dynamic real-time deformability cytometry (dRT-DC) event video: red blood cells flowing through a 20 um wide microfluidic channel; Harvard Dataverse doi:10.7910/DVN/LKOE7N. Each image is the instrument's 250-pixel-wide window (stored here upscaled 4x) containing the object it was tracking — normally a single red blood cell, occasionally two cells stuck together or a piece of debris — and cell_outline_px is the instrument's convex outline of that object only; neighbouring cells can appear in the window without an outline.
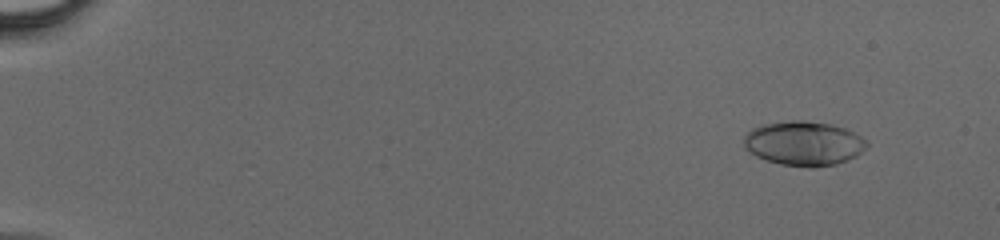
{"species": "human", "species_latin": "Homo sapiens", "temperature_condition": "cold", "stored_images_in_passage": 47, "camera_frame_rate_fps": 3000, "um_per_image_px": 0.085, "donor": {"sex": "male"}, "frame": {"image": 1, "passage_image": 5, "time_ms": 1.333, "image_size_px": [1000, 240], "cell_outline_px": [[868, 144], [856, 156], [836, 164], [812, 168], [780, 164], [756, 156], [744, 144], [744, 136], [752, 128], [764, 124], [792, 120], [800, 120], [832, 124], [844, 128], [860, 136]], "centroid_in_image_um": [68.32, 12.19], "position_along_channel_um": 16.7, "area_um2": 31.39}}
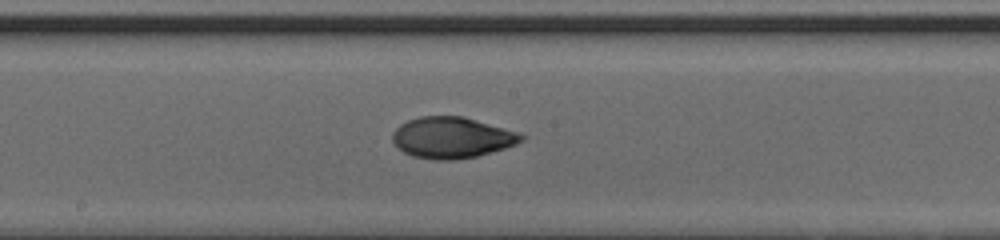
{"frame": {"image": 2, "passage_image": 28, "time_ms": 9.0, "image_size_px": [1000, 240], "cell_outline_px": [[524, 140], [516, 144], [504, 148], [476, 156], [452, 160], [436, 160], [412, 156], [404, 152], [392, 140], [392, 132], [400, 124], [408, 120], [420, 116], [464, 116], [520, 132], [524, 136]], "centroid_in_image_um": [38.42, 11.68], "position_along_channel_um": 209.8, "area_um2": 30.87}}
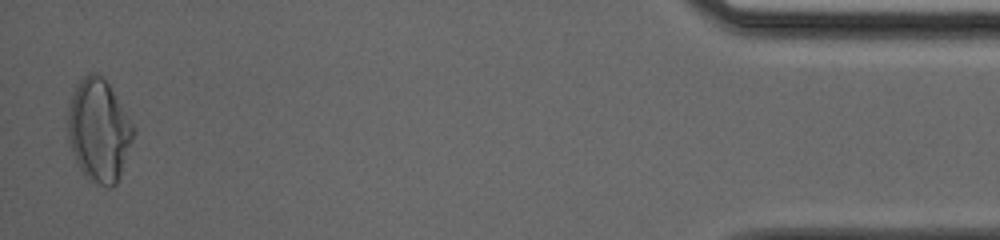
{"frame": {"image": 3, "passage_image": 47, "time_ms": 15.333, "image_size_px": [1000, 240], "cell_outline_px": [[136, 132], [116, 184], [112, 188], [108, 188], [88, 180], [84, 176], [72, 152], [68, 136], [68, 108], [76, 84], [88, 72], [96, 72], [108, 84], [136, 128]], "centroid_in_image_um": [8.41, 11.1], "position_along_channel_um": 426.8, "area_um2": 39.07}}